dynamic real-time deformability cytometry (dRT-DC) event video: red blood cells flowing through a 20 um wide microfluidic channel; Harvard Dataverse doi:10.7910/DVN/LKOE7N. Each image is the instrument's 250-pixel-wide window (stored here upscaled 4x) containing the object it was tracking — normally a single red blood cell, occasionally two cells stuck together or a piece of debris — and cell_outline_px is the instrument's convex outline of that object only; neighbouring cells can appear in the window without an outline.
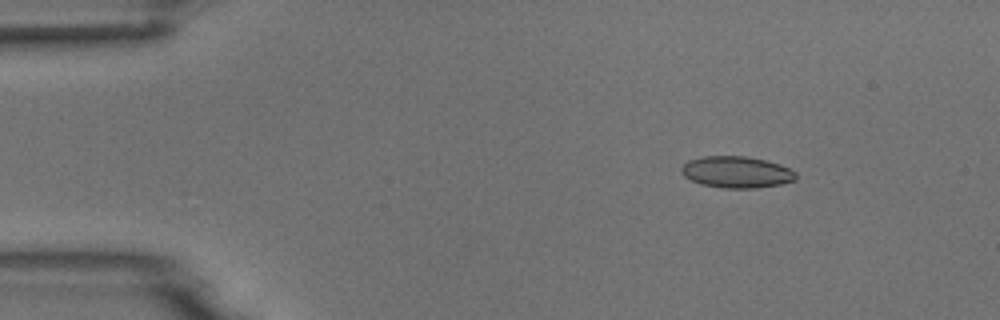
{"species": "common noctule bat (a hibernating species)", "species_latin": "Nyctalus noctula", "temperature_condition": "room temperature", "stored_images_in_passage": 5, "camera_frame_rate_fps": 3000, "um_per_image_px": 0.085, "animal": {"sex": "male", "body_mass_g": 18.8}, "frame": {"image": 1, "passage_image": 3, "time_ms": 2.333, "image_size_px": [1000, 320], "cell_outline_px": [[796, 180], [780, 184], [756, 188], [724, 188], [700, 184], [684, 176], [680, 172], [680, 168], [688, 160], [704, 156], [748, 156], [780, 164], [796, 172]], "centroid_in_image_um": [62.59, 14.62], "position_along_channel_um": 22.4, "area_um2": 21.1}}